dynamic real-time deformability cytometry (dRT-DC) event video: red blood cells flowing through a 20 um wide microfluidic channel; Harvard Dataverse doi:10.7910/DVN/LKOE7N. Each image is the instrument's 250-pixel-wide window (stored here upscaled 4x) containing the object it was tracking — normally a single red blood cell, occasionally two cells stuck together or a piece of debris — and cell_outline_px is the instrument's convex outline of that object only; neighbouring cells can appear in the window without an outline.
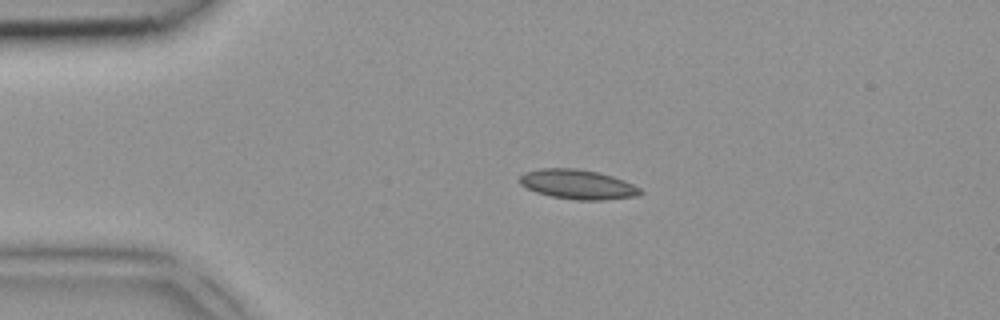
{"species": "common noctule bat (a hibernating species)", "species_latin": "Nyctalus noctula", "temperature_condition": "room temperature", "stored_images_in_passage": 4, "camera_frame_rate_fps": 3000, "um_per_image_px": 0.085, "animal": {"sex": "female", "body_mass_g": 18.4}, "frame": {"image": 1, "passage_image": 1, "time_ms": 0.0, "image_size_px": [1000, 320], "cell_outline_px": [[644, 192], [636, 196], [604, 200], [576, 200], [552, 196], [536, 192], [520, 184], [520, 176], [524, 172], [540, 168], [576, 168], [596, 172], [612, 176], [624, 180], [640, 188]], "centroid_in_image_um": [49.11, 15.67], "position_along_channel_um": 35.9, "area_um2": 20.69}}
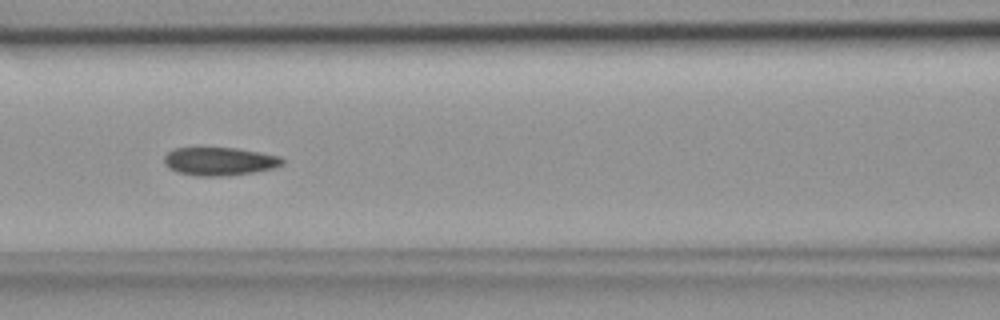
{"frame": {"image": 2, "passage_image": 4, "time_ms": 1.0, "image_size_px": [1000, 320], "cell_outline_px": [[284, 164], [272, 168], [252, 172], [220, 176], [196, 176], [176, 172], [168, 168], [164, 164], [164, 156], [168, 152], [176, 148], [196, 144], [200, 144], [236, 148], [260, 152], [280, 156], [284, 160]], "centroid_in_image_um": [18.57, 13.65], "position_along_channel_um": 148.0, "area_um2": 20.29}}